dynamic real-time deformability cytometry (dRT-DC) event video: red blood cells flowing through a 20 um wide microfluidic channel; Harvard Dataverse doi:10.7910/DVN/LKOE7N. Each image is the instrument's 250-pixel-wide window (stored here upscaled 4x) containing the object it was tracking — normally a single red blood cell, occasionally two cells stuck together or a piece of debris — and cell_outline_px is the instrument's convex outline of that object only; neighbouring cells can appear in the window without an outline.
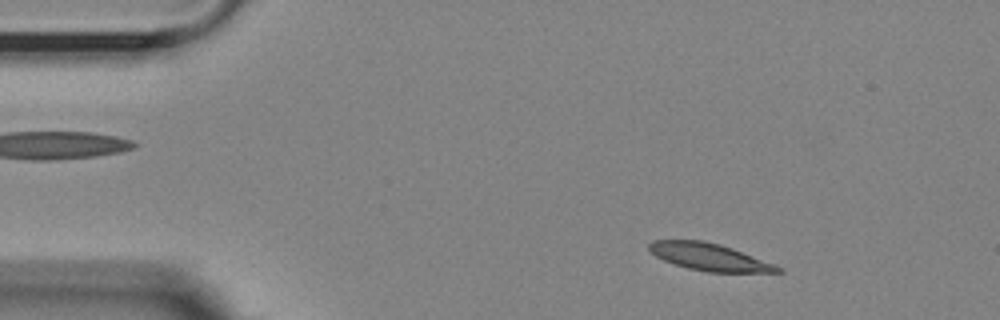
{"species": "Egyptian fruit bat (a non-hibernating species)", "species_latin": "Rousettus aegyptiacus", "temperature_condition": "room temperature", "stored_images_in_passage": 51, "camera_frame_rate_fps": 3000, "um_per_image_px": 0.085, "animal": {"sex": "female"}, "frame": {"image": 1, "passage_image": 4, "time_ms": 1.0, "image_size_px": [1000, 320], "cell_outline_px": [[784, 272], [708, 272], [688, 268], [664, 260], [656, 256], [648, 248], [648, 244], [652, 240], [704, 240], [720, 244], [732, 248], [784, 268]], "centroid_in_image_um": [60.3, 21.83], "position_along_channel_um": 24.7, "area_um2": 20.23}}
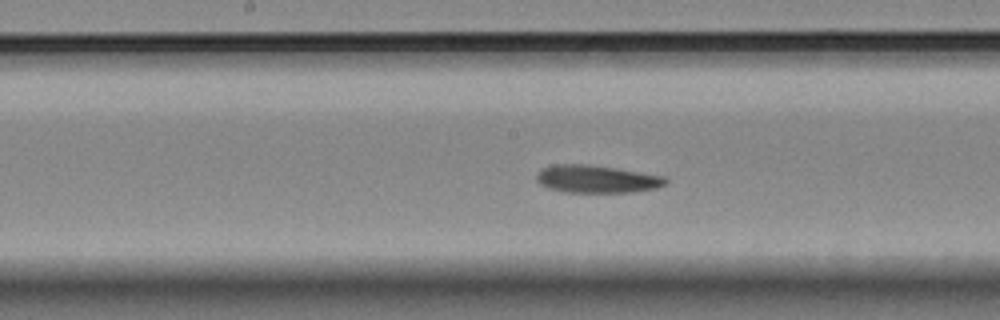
{"frame": {"image": 2, "passage_image": 24, "time_ms": 7.667, "image_size_px": [1000, 320], "cell_outline_px": [[668, 180], [664, 184], [656, 188], [632, 192], [564, 192], [548, 188], [540, 184], [536, 180], [536, 172], [540, 168], [552, 164], [588, 164], [616, 168], [664, 176]], "centroid_in_image_um": [50.65, 15.21], "position_along_channel_um": 197.5, "area_um2": 20.92}}
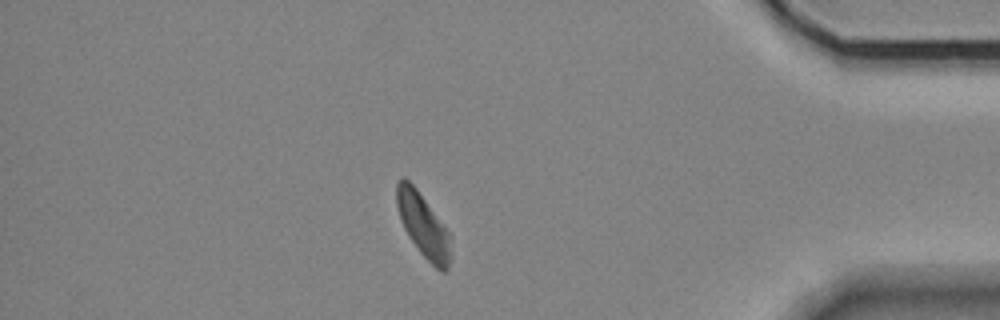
{"frame": {"image": 3, "passage_image": 44, "time_ms": 14.333, "image_size_px": [1000, 320], "cell_outline_px": [[452, 236], [448, 268], [444, 272], [440, 272], [420, 252], [404, 228], [400, 220], [396, 204], [396, 184], [400, 176], [404, 176], [416, 188]], "centroid_in_image_um": [35.96, 19.13], "position_along_channel_um": 399.2, "area_um2": 19.94}, "authors_computed_cell_mechanics": {"area_um2": 20.7502, "velocity_mm_per_s": 3.5722, "shape_relaxation_time_tau1_ms": 3.1479, "shape_relaxation_time_tau2_ms": 5.011, "deformation_change_tau1": 0.1097, "deformation_change_tau2": 0.1091}}